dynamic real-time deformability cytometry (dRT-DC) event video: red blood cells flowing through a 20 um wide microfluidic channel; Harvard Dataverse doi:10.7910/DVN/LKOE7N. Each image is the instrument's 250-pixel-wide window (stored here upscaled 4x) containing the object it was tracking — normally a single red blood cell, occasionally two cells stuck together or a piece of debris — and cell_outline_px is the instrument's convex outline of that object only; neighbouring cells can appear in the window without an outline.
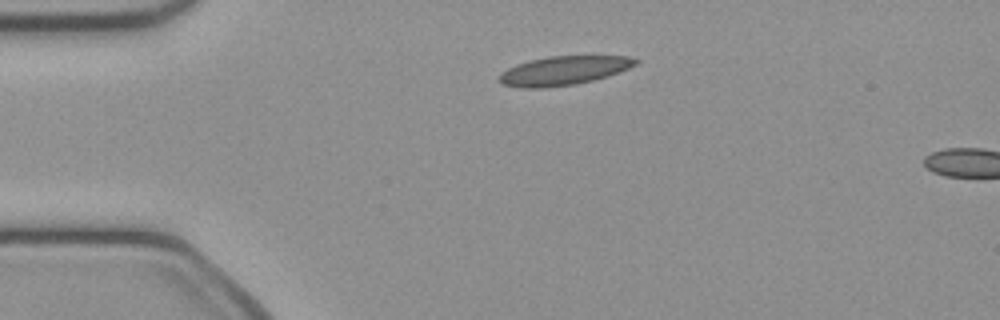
{"species": "common noctule bat (a hibernating species)", "species_latin": "Nyctalus noctula", "temperature_condition": "cold", "stored_images_in_passage": 4, "camera_frame_rate_fps": 3000, "um_per_image_px": 0.085, "animal": {"sex": "female", "body_mass_g": 21.9}, "frame": {"image": 1, "passage_image": 2, "time_ms": 0.333, "image_size_px": [1000, 320], "cell_outline_px": [[640, 60], [636, 64], [620, 72], [608, 76], [576, 84], [544, 88], [520, 88], [504, 84], [496, 80], [500, 72], [516, 64], [528, 60], [548, 56], [628, 56]], "centroid_in_image_um": [47.87, 6.0], "position_along_channel_um": 37.1, "area_um2": 23.18}}